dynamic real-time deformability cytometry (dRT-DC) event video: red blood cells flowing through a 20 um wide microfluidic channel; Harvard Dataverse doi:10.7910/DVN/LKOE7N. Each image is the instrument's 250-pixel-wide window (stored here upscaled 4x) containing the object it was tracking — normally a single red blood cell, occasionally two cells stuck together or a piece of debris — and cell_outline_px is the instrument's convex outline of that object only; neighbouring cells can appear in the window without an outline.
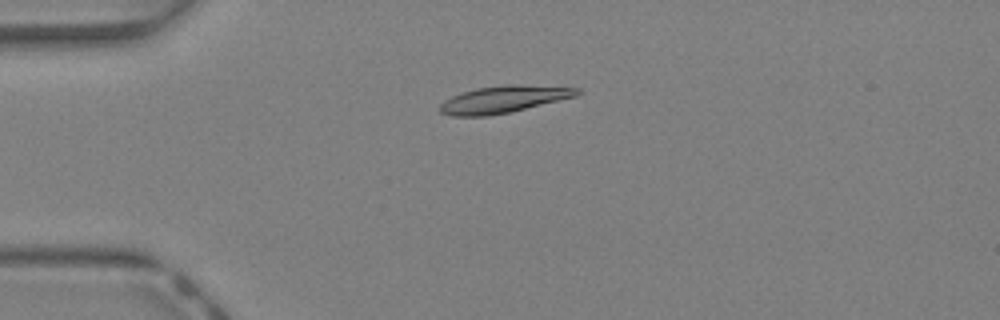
{"species": "Egyptian fruit bat (a non-hibernating species)", "species_latin": "Rousettus aegyptiacus", "temperature_condition": "warm", "stored_images_in_passage": 40, "camera_frame_rate_fps": 3000, "um_per_image_px": 0.085, "animal": {"sex": "female"}, "frame": {"image": 1, "passage_image": 8, "time_ms": 2.333, "image_size_px": [1000, 320], "cell_outline_px": [[580, 92], [576, 96], [508, 112], [488, 116], [452, 116], [440, 112], [440, 104], [444, 100], [460, 92], [476, 88], [508, 84], [520, 84], [580, 88]], "centroid_in_image_um": [42.76, 8.43], "position_along_channel_um": 42.2, "area_um2": 21.44}}
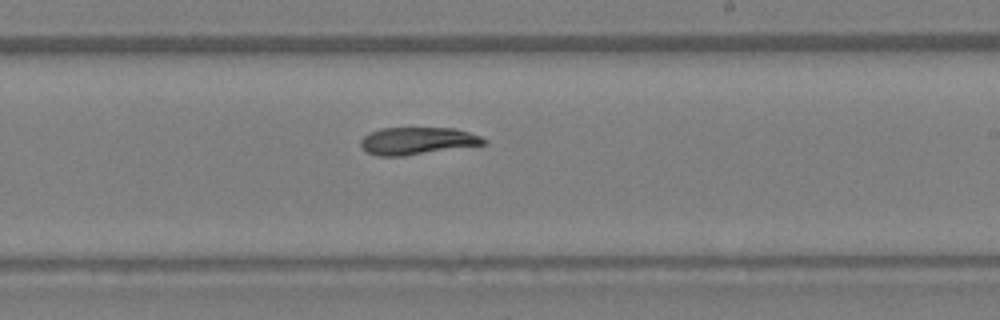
{"frame": {"image": 2, "passage_image": 23, "time_ms": 7.333, "image_size_px": [1000, 320], "cell_outline_px": [[488, 140], [484, 144], [404, 156], [376, 156], [368, 152], [360, 144], [360, 140], [368, 132], [380, 128], [456, 128], [480, 136]], "centroid_in_image_um": [35.44, 11.97], "position_along_channel_um": 253.6, "area_um2": 19.54}}
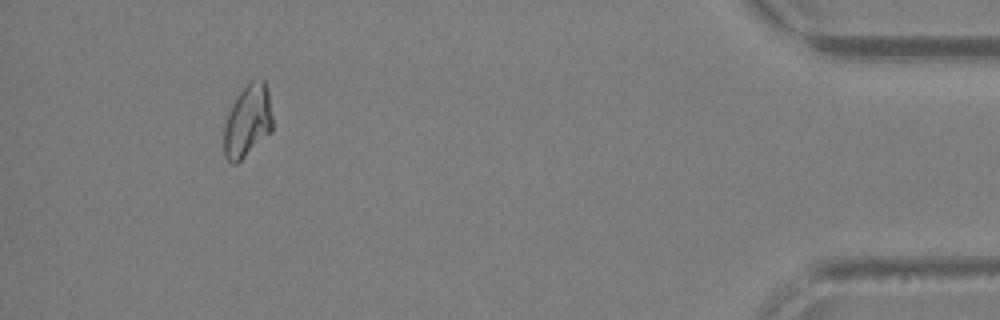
{"frame": {"image": 3, "passage_image": 37, "time_ms": 12.0, "image_size_px": [1000, 320], "cell_outline_px": [[272, 132], [236, 164], [232, 164], [224, 156], [224, 124], [228, 112], [236, 96], [252, 80], [264, 80], [268, 92], [272, 116]], "centroid_in_image_um": [21.04, 10.32], "position_along_channel_um": 414.2, "area_um2": 20.46}, "authors_computed_cell_mechanics": {"area_um2": 20.519, "velocity_mm_per_s": 4.7967, "shape_relaxation_time_tau1_ms": 9.0367, "shape_relaxation_time_tau2_ms": 5.1962, "deformation_change_tau1": 0.2448, "deformation_change_tau2": 0.0962}}